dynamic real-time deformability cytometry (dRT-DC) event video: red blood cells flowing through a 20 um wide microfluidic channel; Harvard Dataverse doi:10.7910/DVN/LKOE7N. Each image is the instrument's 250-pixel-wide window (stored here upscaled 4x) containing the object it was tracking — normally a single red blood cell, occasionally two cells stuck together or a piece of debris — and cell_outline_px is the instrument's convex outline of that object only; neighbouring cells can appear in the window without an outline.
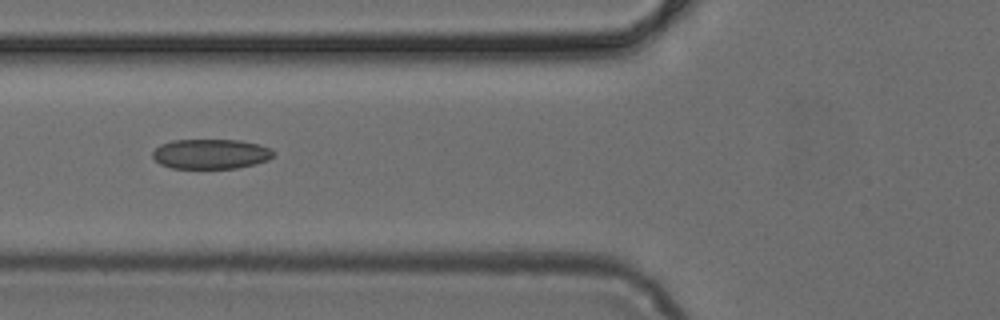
{"species": "common noctule bat (a hibernating species)", "species_latin": "Nyctalus noctula", "temperature_condition": "cold", "stored_images_in_passage": 5, "camera_frame_rate_fps": 3000, "um_per_image_px": 0.085, "animal": {"sex": "female", "body_mass_g": 24.6, "forearm_length_mm": 56.2}, "frame": {"image": 1, "passage_image": 5, "time_ms": 1.333, "image_size_px": [1000, 320], "cell_outline_px": [[276, 152], [268, 160], [256, 164], [236, 168], [172, 168], [160, 164], [152, 156], [152, 152], [160, 144], [172, 140], [240, 140], [260, 144], [272, 148]], "centroid_in_image_um": [17.95, 13.08], "position_along_channel_um": 107.9, "area_um2": 21.21}}